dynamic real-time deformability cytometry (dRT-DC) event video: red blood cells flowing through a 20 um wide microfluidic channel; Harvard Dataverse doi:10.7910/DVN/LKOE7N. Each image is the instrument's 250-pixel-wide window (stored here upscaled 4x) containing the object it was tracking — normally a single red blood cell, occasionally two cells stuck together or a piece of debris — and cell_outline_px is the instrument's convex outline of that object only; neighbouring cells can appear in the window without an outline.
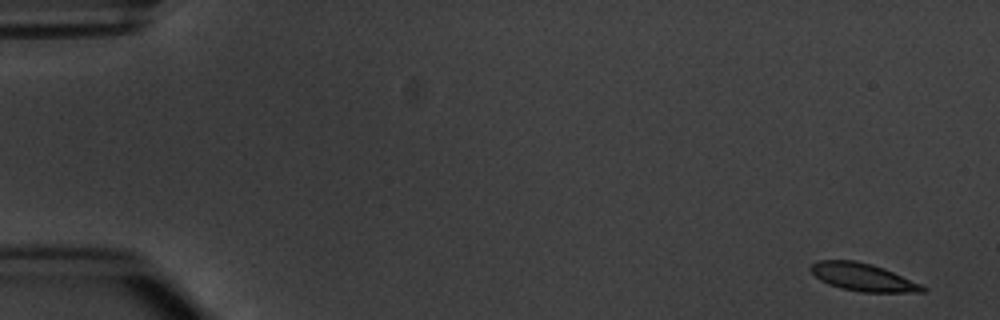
{"species": "common noctule bat (a hibernating species)", "species_latin": "Nyctalus noctula", "temperature_condition": "warm", "stored_images_in_passage": 5, "camera_frame_rate_fps": 3000, "um_per_image_px": 0.085, "animal": {"sex": "male", "body_mass_g": 20.1, "forearm_length_mm": 53.5}, "frame": {"image": 1, "passage_image": 1, "time_ms": 0.0, "image_size_px": [1000, 320], "cell_outline_px": [[928, 288], [924, 292], [860, 292], [840, 288], [828, 284], [820, 280], [808, 268], [816, 260], [856, 260], [872, 264], [884, 268], [920, 284]], "centroid_in_image_um": [73.32, 23.55], "position_along_channel_um": 11.7, "area_um2": 18.09}}
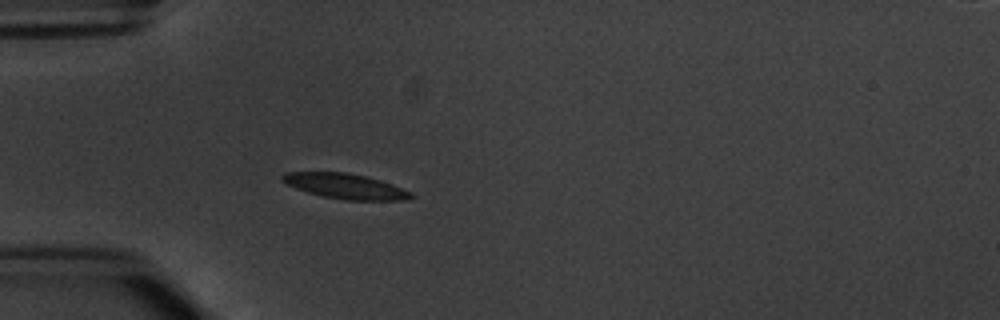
{"frame": {"image": 2, "passage_image": 5, "time_ms": 4.667, "image_size_px": [1000, 320], "cell_outline_px": [[416, 196], [408, 200], [344, 200], [324, 196], [308, 192], [296, 188], [280, 180], [280, 176], [284, 172], [348, 172], [368, 176], [392, 184], [412, 192]], "centroid_in_image_um": [29.39, 15.82], "position_along_channel_um": 55.6, "area_um2": 19.02}}